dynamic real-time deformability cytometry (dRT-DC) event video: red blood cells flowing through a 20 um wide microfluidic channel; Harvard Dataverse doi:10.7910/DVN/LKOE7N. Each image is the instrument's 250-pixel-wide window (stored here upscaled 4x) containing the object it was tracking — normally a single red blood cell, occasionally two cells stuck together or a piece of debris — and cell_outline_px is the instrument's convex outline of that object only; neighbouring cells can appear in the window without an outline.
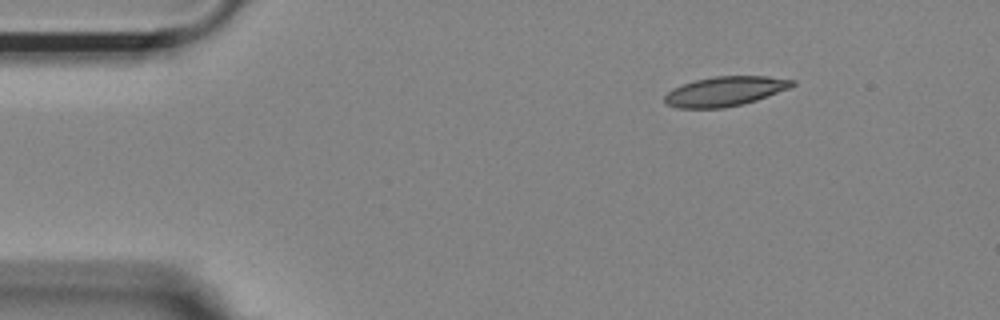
{"species": "Egyptian fruit bat (a non-hibernating species)", "species_latin": "Rousettus aegyptiacus", "temperature_condition": "room temperature", "stored_images_in_passage": 12, "camera_frame_rate_fps": 3000, "um_per_image_px": 0.085, "animal": {"sex": "female"}, "frame": {"image": 1, "passage_image": 1, "time_ms": 0.0, "image_size_px": [1000, 320], "cell_outline_px": [[796, 84], [792, 88], [756, 100], [724, 108], [676, 108], [668, 104], [664, 100], [664, 96], [672, 88], [696, 80], [712, 76], [768, 76], [796, 80]], "centroid_in_image_um": [61.67, 7.75], "position_along_channel_um": 23.3, "area_um2": 22.08}}
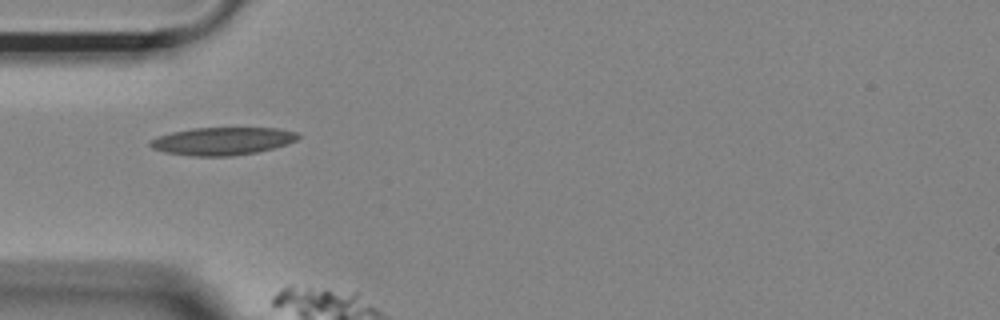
{"frame": {"image": 2, "passage_image": 10, "time_ms": 3.0, "image_size_px": [1000, 320], "cell_outline_px": [[300, 136], [296, 140], [288, 144], [256, 152], [232, 156], [192, 156], [164, 152], [152, 148], [148, 144], [148, 140], [172, 132], [192, 128], [276, 128], [296, 132]], "centroid_in_image_um": [18.88, 11.99], "position_along_channel_um": 66.1, "area_um2": 23.87}}